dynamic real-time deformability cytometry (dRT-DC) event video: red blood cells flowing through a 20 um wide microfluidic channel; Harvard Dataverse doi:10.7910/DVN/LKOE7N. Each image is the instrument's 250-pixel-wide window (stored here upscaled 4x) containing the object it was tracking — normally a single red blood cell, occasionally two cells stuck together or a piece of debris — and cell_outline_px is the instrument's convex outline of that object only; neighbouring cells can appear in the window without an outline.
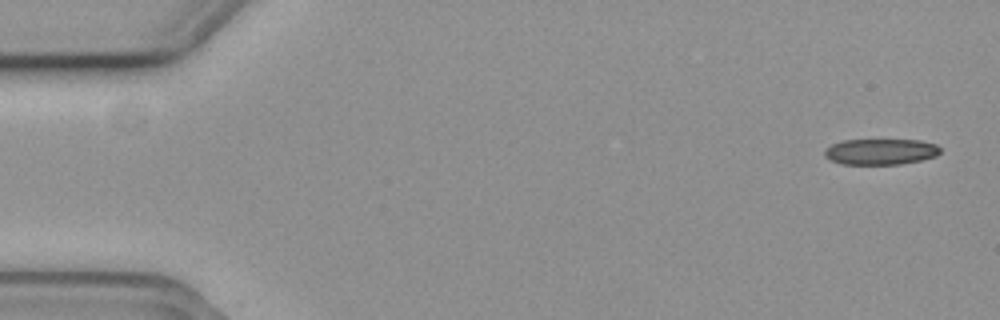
{"species": "common noctule bat (a hibernating species)", "species_latin": "Nyctalus noctula", "temperature_condition": "cold", "stored_images_in_passage": 55, "camera_frame_rate_fps": 3000, "um_per_image_px": 0.085, "animal": {"sex": "female", "body_mass_g": 19.3, "forearm_length_mm": 54.1}, "frame": {"image": 1, "passage_image": 1, "time_ms": 0.0, "image_size_px": [1000, 320], "cell_outline_px": [[940, 152], [936, 156], [920, 160], [900, 164], [840, 164], [824, 156], [824, 152], [832, 144], [844, 140], [920, 140], [936, 144], [940, 148]], "centroid_in_image_um": [74.87, 12.89], "position_along_channel_um": 10.1, "area_um2": 17.34}}
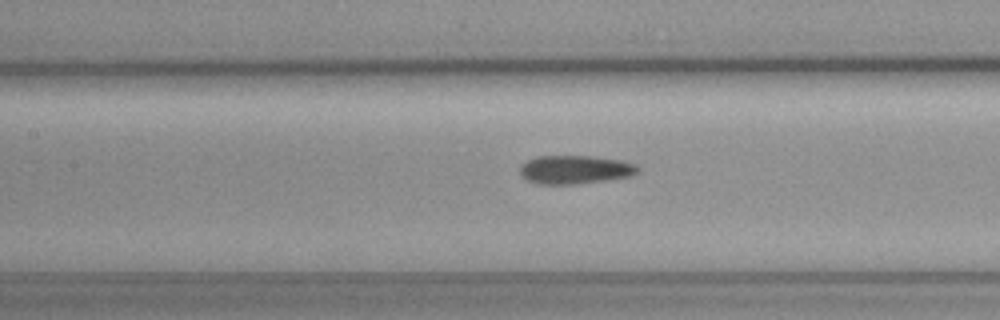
{"frame": {"image": 2, "passage_image": 24, "time_ms": 7.667, "image_size_px": [1000, 320], "cell_outline_px": [[640, 168], [632, 176], [604, 180], [572, 184], [536, 184], [528, 180], [520, 172], [520, 164], [536, 156], [596, 156], [624, 160], [636, 164]], "centroid_in_image_um": [48.9, 14.4], "position_along_channel_um": 158.5, "area_um2": 19.65}}
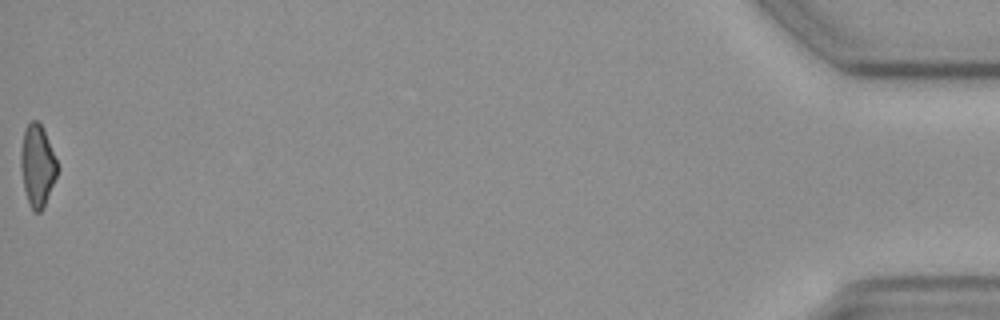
{"frame": {"image": 3, "passage_image": 55, "time_ms": 18.0, "image_size_px": [1000, 320], "cell_outline_px": [[60, 168], [44, 208], [40, 212], [32, 212], [24, 188], [20, 168], [20, 152], [24, 128], [32, 120], [36, 120], [44, 128]], "centroid_in_image_um": [3.19, 14.07], "position_along_channel_um": 432.0, "area_um2": 17.8}, "authors_computed_cell_mechanics": {"area_um2": 19.0162, "velocity_mm_per_s": 3.6942, "shape_relaxation_time_tau1_ms": 4.2386, "shape_relaxation_time_tau2_ms": 3.0898, "deformation_change_tau1": 0.1188, "deformation_change_tau2": 0.1156}}